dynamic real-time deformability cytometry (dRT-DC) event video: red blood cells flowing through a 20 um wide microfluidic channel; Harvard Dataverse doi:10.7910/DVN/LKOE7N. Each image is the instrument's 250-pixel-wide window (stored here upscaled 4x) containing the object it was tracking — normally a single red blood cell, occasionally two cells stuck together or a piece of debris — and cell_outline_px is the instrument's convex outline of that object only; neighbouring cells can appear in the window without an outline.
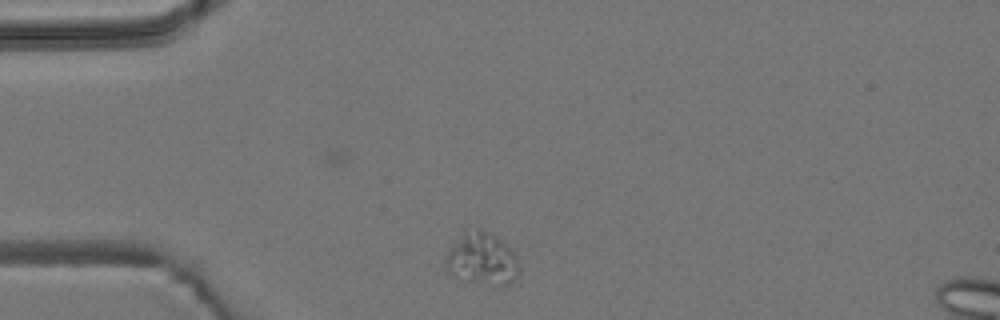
{"species": "common noctule bat (a hibernating species)", "species_latin": "Nyctalus noctula", "temperature_condition": "room temperature", "stored_images_in_passage": 41, "camera_frame_rate_fps": 3000, "um_per_image_px": 0.085, "animal": {"sex": "male", "body_mass_g": 19.2, "forearm_length_mm": 51.8}, "frame": {"image": 1, "passage_image": 1, "time_ms": 0.0, "image_size_px": [1000, 320], "cell_outline_px": [[516, 276], [508, 284], [500, 284], [456, 280], [448, 272], [444, 260], [448, 248], [464, 228], [476, 228], [496, 236], [512, 248], [516, 256]], "centroid_in_image_um": [40.86, 21.95], "position_along_channel_um": 44.1, "area_um2": 22.48}}
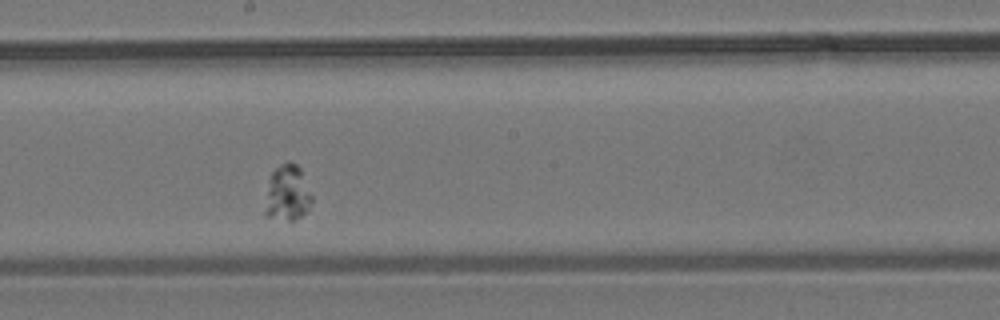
{"frame": {"image": 2, "passage_image": 18, "time_ms": 5.667, "image_size_px": [1000, 320], "cell_outline_px": [[312, 200], [308, 212], [296, 220], [288, 220], [264, 216], [264, 212], [272, 172], [284, 160], [288, 160], [296, 164], [300, 168], [312, 196]], "centroid_in_image_um": [24.46, 16.42], "position_along_channel_um": 223.7, "area_um2": 15.14}}
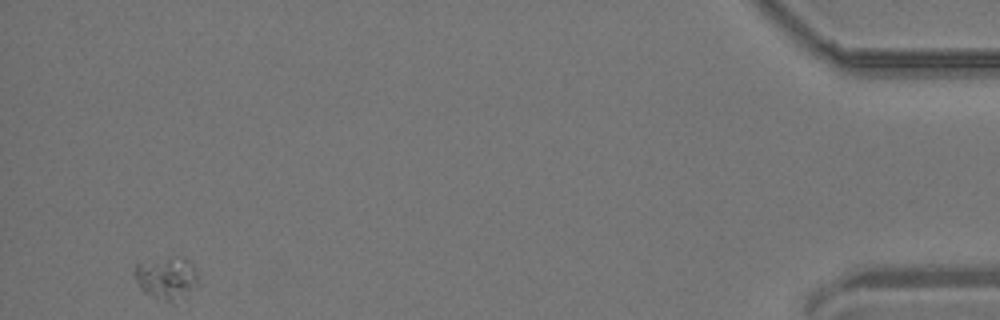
{"frame": {"image": 3, "passage_image": 41, "time_ms": 13.333, "image_size_px": [1000, 320], "cell_outline_px": [[200, 284], [184, 300], [168, 300], [152, 296], [144, 292], [140, 288], [132, 272], [132, 268], [136, 264], [168, 256], [184, 256], [196, 268]], "centroid_in_image_um": [14.21, 23.6], "position_along_channel_um": 421.0, "area_um2": 16.36}}